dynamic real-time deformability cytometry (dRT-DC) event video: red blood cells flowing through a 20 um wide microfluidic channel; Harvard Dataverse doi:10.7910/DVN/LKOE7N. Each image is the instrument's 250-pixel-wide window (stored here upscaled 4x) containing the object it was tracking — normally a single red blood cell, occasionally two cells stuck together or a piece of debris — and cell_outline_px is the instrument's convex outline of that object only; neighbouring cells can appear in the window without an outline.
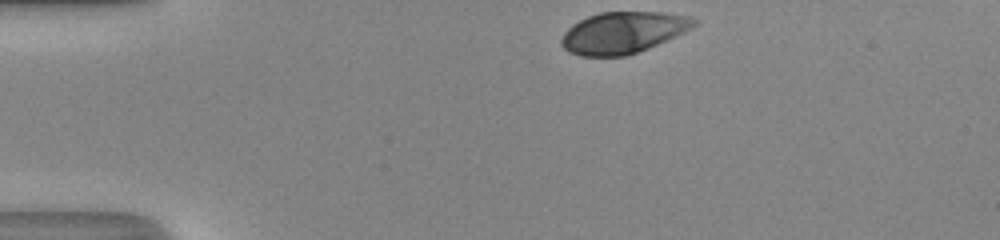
{"species": "human", "species_latin": "Homo sapiens", "temperature_condition": "room temperature", "stored_images_in_passage": 32, "camera_frame_rate_fps": 3000, "um_per_image_px": 0.085, "donor": {"sex": "male"}, "frame": {"image": 1, "passage_image": 1, "time_ms": 0.0, "image_size_px": [1000, 240], "cell_outline_px": [[696, 24], [684, 32], [656, 44], [636, 52], [624, 56], [580, 56], [568, 52], [560, 44], [560, 40], [564, 32], [572, 24], [588, 16], [600, 12], [660, 12], [684, 16], [696, 20]], "centroid_in_image_um": [52.87, 2.77], "position_along_channel_um": 32.1, "area_um2": 31.62}}
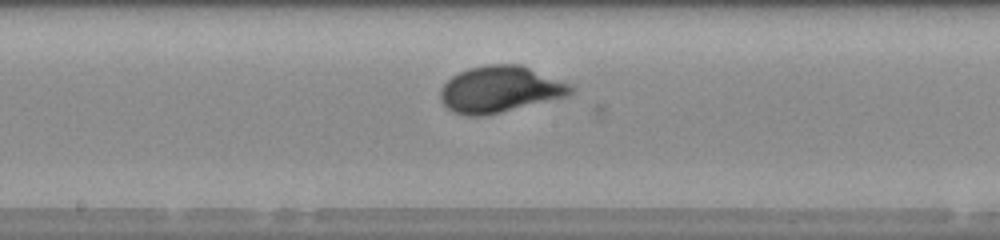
{"frame": {"image": 2, "passage_image": 18, "time_ms": 5.667, "image_size_px": [1000, 240], "cell_outline_px": [[576, 88], [568, 96], [484, 116], [468, 116], [452, 112], [440, 100], [440, 88], [452, 76], [468, 68], [488, 64], [520, 64], [568, 84]], "centroid_in_image_um": [42.46, 7.6], "position_along_channel_um": 205.7, "area_um2": 35.03}}
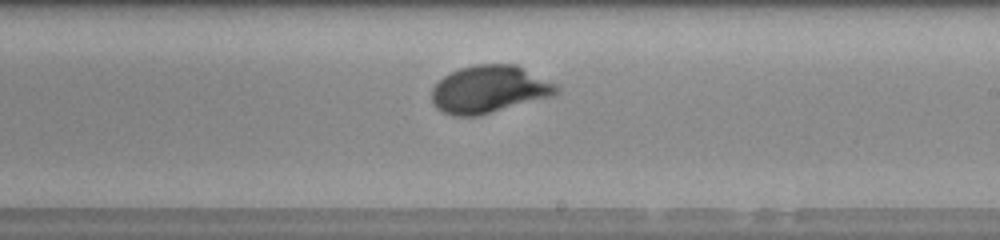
{"frame": {"image": 3, "passage_image": 21, "time_ms": 6.667, "image_size_px": [1000, 240], "cell_outline_px": [[560, 92], [552, 96], [480, 116], [456, 116], [444, 112], [436, 108], [432, 100], [432, 88], [444, 76], [460, 68], [476, 64], [516, 64], [556, 84], [560, 88]], "centroid_in_image_um": [41.6, 7.6], "position_along_channel_um": 247.4, "area_um2": 34.51}, "authors_computed_cell_mechanics": {"area_um2": 33.235, "velocity_mm_per_s": 4.1875, "shape_relaxation_time_tau1_ms": 2.7528, "shape_relaxation_time_tau2_ms": null, "deformation_change_tau1": 0.1717, "deformation_change_tau2": null}}